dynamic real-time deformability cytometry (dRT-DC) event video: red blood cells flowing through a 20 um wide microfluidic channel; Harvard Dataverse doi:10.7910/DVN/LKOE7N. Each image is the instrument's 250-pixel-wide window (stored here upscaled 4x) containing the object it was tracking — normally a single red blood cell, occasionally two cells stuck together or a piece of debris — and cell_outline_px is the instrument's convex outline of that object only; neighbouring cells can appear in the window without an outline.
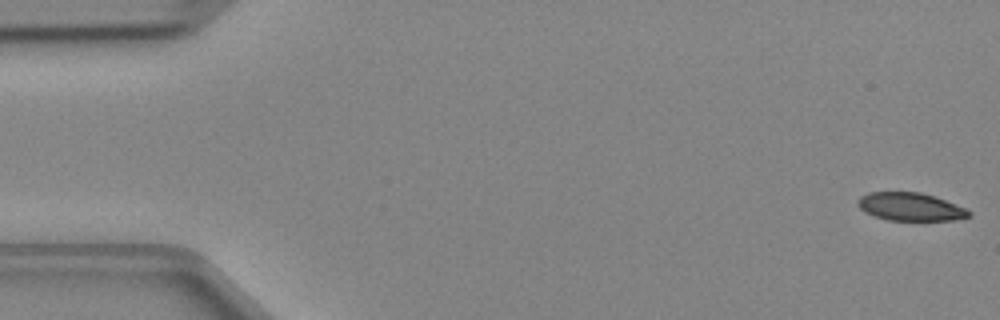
{"species": "Egyptian fruit bat (a non-hibernating species)", "species_latin": "Rousettus aegyptiacus", "temperature_condition": "cold", "stored_images_in_passage": 47, "camera_frame_rate_fps": 3000, "um_per_image_px": 0.085, "animal": {"sex": "female"}, "frame": {"image": 1, "passage_image": 1, "time_ms": 0.0, "image_size_px": [1000, 320], "cell_outline_px": [[972, 216], [956, 220], [888, 220], [864, 212], [856, 204], [856, 200], [860, 196], [868, 192], [920, 192], [936, 196], [968, 208], [972, 212]], "centroid_in_image_um": [77.42, 17.57], "position_along_channel_um": 7.6, "area_um2": 18.5}}
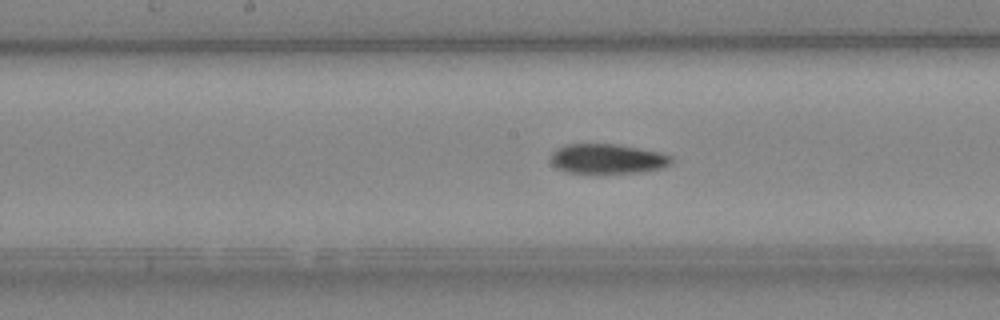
{"frame": {"image": 2, "passage_image": 24, "time_ms": 7.667, "image_size_px": [1000, 320], "cell_outline_px": [[672, 164], [664, 168], [640, 172], [568, 172], [556, 168], [548, 160], [552, 152], [556, 148], [564, 144], [620, 144], [660, 152], [672, 156]], "centroid_in_image_um": [51.63, 13.48], "position_along_channel_um": 196.6, "area_um2": 21.1}}
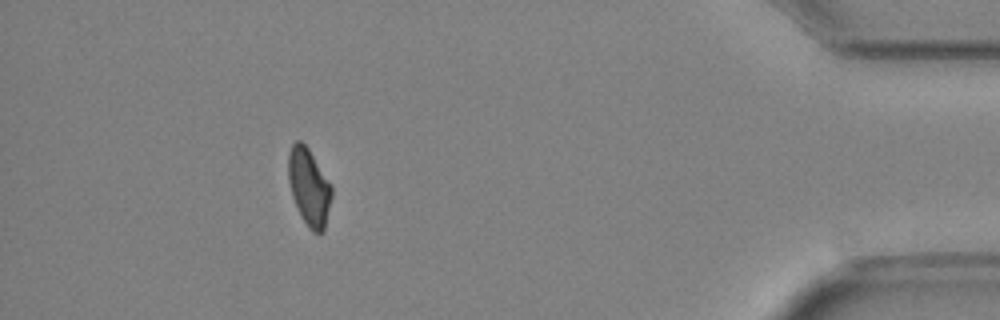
{"frame": {"image": 3, "passage_image": 43, "time_ms": 14.0, "image_size_px": [1000, 320], "cell_outline_px": [[332, 196], [324, 232], [312, 232], [308, 228], [300, 216], [292, 196], [288, 180], [288, 152], [292, 144], [296, 140], [300, 140], [308, 148], [332, 184]], "centroid_in_image_um": [26.27, 15.9], "position_along_channel_um": 408.9, "area_um2": 19.77}}